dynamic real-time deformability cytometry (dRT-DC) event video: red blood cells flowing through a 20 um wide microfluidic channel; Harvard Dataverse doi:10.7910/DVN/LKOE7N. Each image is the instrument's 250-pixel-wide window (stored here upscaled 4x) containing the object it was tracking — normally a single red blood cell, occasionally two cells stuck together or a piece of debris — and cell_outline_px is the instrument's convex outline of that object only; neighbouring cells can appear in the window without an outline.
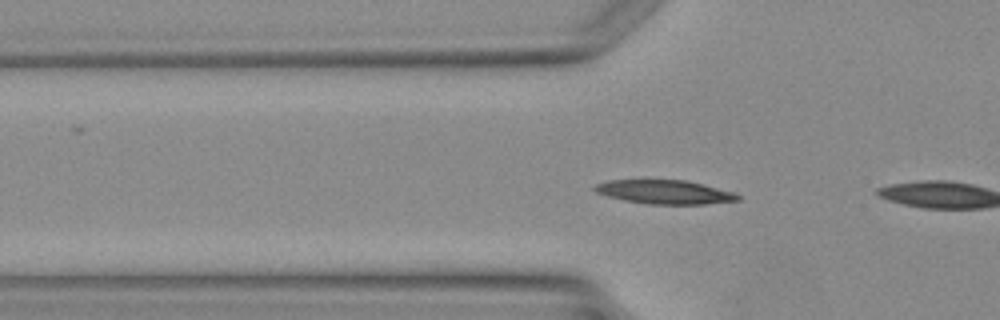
{"species": "Egyptian fruit bat (a non-hibernating species)", "species_latin": "Rousettus aegyptiacus", "temperature_condition": "warm", "stored_images_in_passage": 4, "camera_frame_rate_fps": 3000, "um_per_image_px": 0.085, "animal": {"sex": "female"}, "frame": {"image": 1, "passage_image": 4, "time_ms": 4.333, "image_size_px": [1000, 320], "cell_outline_px": [[740, 200], [704, 204], [648, 204], [624, 200], [608, 196], [596, 192], [592, 188], [596, 184], [608, 180], [684, 180], [736, 192], [740, 196]], "centroid_in_image_um": [56.51, 16.32], "position_along_channel_um": 69.3, "area_um2": 19.83}}